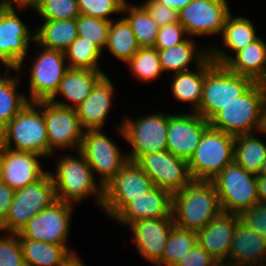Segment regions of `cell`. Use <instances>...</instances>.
<instances>
[{
    "mask_svg": "<svg viewBox=\"0 0 266 266\" xmlns=\"http://www.w3.org/2000/svg\"><path fill=\"white\" fill-rule=\"evenodd\" d=\"M74 205L57 200L34 215L18 233L19 239L69 246Z\"/></svg>",
    "mask_w": 266,
    "mask_h": 266,
    "instance_id": "cell-13",
    "label": "cell"
},
{
    "mask_svg": "<svg viewBox=\"0 0 266 266\" xmlns=\"http://www.w3.org/2000/svg\"><path fill=\"white\" fill-rule=\"evenodd\" d=\"M258 37L244 49L236 52L224 65L233 73L266 81V41Z\"/></svg>",
    "mask_w": 266,
    "mask_h": 266,
    "instance_id": "cell-29",
    "label": "cell"
},
{
    "mask_svg": "<svg viewBox=\"0 0 266 266\" xmlns=\"http://www.w3.org/2000/svg\"><path fill=\"white\" fill-rule=\"evenodd\" d=\"M43 0H36L31 6V10L33 11Z\"/></svg>",
    "mask_w": 266,
    "mask_h": 266,
    "instance_id": "cell-56",
    "label": "cell"
},
{
    "mask_svg": "<svg viewBox=\"0 0 266 266\" xmlns=\"http://www.w3.org/2000/svg\"><path fill=\"white\" fill-rule=\"evenodd\" d=\"M0 145L49 158V141L41 101L29 102L0 131Z\"/></svg>",
    "mask_w": 266,
    "mask_h": 266,
    "instance_id": "cell-3",
    "label": "cell"
},
{
    "mask_svg": "<svg viewBox=\"0 0 266 266\" xmlns=\"http://www.w3.org/2000/svg\"><path fill=\"white\" fill-rule=\"evenodd\" d=\"M211 266H231L228 262H215Z\"/></svg>",
    "mask_w": 266,
    "mask_h": 266,
    "instance_id": "cell-55",
    "label": "cell"
},
{
    "mask_svg": "<svg viewBox=\"0 0 266 266\" xmlns=\"http://www.w3.org/2000/svg\"><path fill=\"white\" fill-rule=\"evenodd\" d=\"M49 141V159L57 150L78 151L81 147L83 128L75 108L63 107L50 101H41ZM65 150V151H64Z\"/></svg>",
    "mask_w": 266,
    "mask_h": 266,
    "instance_id": "cell-14",
    "label": "cell"
},
{
    "mask_svg": "<svg viewBox=\"0 0 266 266\" xmlns=\"http://www.w3.org/2000/svg\"><path fill=\"white\" fill-rule=\"evenodd\" d=\"M33 45L37 54L29 57L32 61L28 68L29 92L26 98L29 102L49 101L57 92L69 65L64 52L45 48L36 42Z\"/></svg>",
    "mask_w": 266,
    "mask_h": 266,
    "instance_id": "cell-9",
    "label": "cell"
},
{
    "mask_svg": "<svg viewBox=\"0 0 266 266\" xmlns=\"http://www.w3.org/2000/svg\"><path fill=\"white\" fill-rule=\"evenodd\" d=\"M10 2L8 0H0V15L9 7Z\"/></svg>",
    "mask_w": 266,
    "mask_h": 266,
    "instance_id": "cell-53",
    "label": "cell"
},
{
    "mask_svg": "<svg viewBox=\"0 0 266 266\" xmlns=\"http://www.w3.org/2000/svg\"><path fill=\"white\" fill-rule=\"evenodd\" d=\"M42 158L33 152L2 147L1 181L14 190L36 182L47 172L40 160Z\"/></svg>",
    "mask_w": 266,
    "mask_h": 266,
    "instance_id": "cell-21",
    "label": "cell"
},
{
    "mask_svg": "<svg viewBox=\"0 0 266 266\" xmlns=\"http://www.w3.org/2000/svg\"><path fill=\"white\" fill-rule=\"evenodd\" d=\"M105 74V71L69 68L49 101L63 107L77 108ZM59 95L64 100H58Z\"/></svg>",
    "mask_w": 266,
    "mask_h": 266,
    "instance_id": "cell-25",
    "label": "cell"
},
{
    "mask_svg": "<svg viewBox=\"0 0 266 266\" xmlns=\"http://www.w3.org/2000/svg\"><path fill=\"white\" fill-rule=\"evenodd\" d=\"M126 0H78L80 14L112 21L113 15L121 16ZM119 14V15H118Z\"/></svg>",
    "mask_w": 266,
    "mask_h": 266,
    "instance_id": "cell-41",
    "label": "cell"
},
{
    "mask_svg": "<svg viewBox=\"0 0 266 266\" xmlns=\"http://www.w3.org/2000/svg\"><path fill=\"white\" fill-rule=\"evenodd\" d=\"M254 83L252 78L233 73L225 65L214 63L205 73L202 98L195 112L210 121Z\"/></svg>",
    "mask_w": 266,
    "mask_h": 266,
    "instance_id": "cell-6",
    "label": "cell"
},
{
    "mask_svg": "<svg viewBox=\"0 0 266 266\" xmlns=\"http://www.w3.org/2000/svg\"><path fill=\"white\" fill-rule=\"evenodd\" d=\"M196 232L173 225L161 261L156 266H175L197 244Z\"/></svg>",
    "mask_w": 266,
    "mask_h": 266,
    "instance_id": "cell-37",
    "label": "cell"
},
{
    "mask_svg": "<svg viewBox=\"0 0 266 266\" xmlns=\"http://www.w3.org/2000/svg\"><path fill=\"white\" fill-rule=\"evenodd\" d=\"M240 222L237 214L222 212L196 232L197 242L216 262H228L234 233Z\"/></svg>",
    "mask_w": 266,
    "mask_h": 266,
    "instance_id": "cell-23",
    "label": "cell"
},
{
    "mask_svg": "<svg viewBox=\"0 0 266 266\" xmlns=\"http://www.w3.org/2000/svg\"><path fill=\"white\" fill-rule=\"evenodd\" d=\"M209 126V121L196 112L172 113L168 121L167 150L189 162Z\"/></svg>",
    "mask_w": 266,
    "mask_h": 266,
    "instance_id": "cell-18",
    "label": "cell"
},
{
    "mask_svg": "<svg viewBox=\"0 0 266 266\" xmlns=\"http://www.w3.org/2000/svg\"><path fill=\"white\" fill-rule=\"evenodd\" d=\"M266 87L255 82L234 102L224 106L210 121V126L233 136L261 131Z\"/></svg>",
    "mask_w": 266,
    "mask_h": 266,
    "instance_id": "cell-5",
    "label": "cell"
},
{
    "mask_svg": "<svg viewBox=\"0 0 266 266\" xmlns=\"http://www.w3.org/2000/svg\"><path fill=\"white\" fill-rule=\"evenodd\" d=\"M228 263L231 266H266V238L239 222Z\"/></svg>",
    "mask_w": 266,
    "mask_h": 266,
    "instance_id": "cell-26",
    "label": "cell"
},
{
    "mask_svg": "<svg viewBox=\"0 0 266 266\" xmlns=\"http://www.w3.org/2000/svg\"><path fill=\"white\" fill-rule=\"evenodd\" d=\"M80 254L75 253L73 254L65 263L63 266H86L87 264H84L85 262H83L81 260V258L79 257Z\"/></svg>",
    "mask_w": 266,
    "mask_h": 266,
    "instance_id": "cell-50",
    "label": "cell"
},
{
    "mask_svg": "<svg viewBox=\"0 0 266 266\" xmlns=\"http://www.w3.org/2000/svg\"><path fill=\"white\" fill-rule=\"evenodd\" d=\"M212 182L225 213L239 215L259 203L257 175L246 171L235 162L224 167Z\"/></svg>",
    "mask_w": 266,
    "mask_h": 266,
    "instance_id": "cell-12",
    "label": "cell"
},
{
    "mask_svg": "<svg viewBox=\"0 0 266 266\" xmlns=\"http://www.w3.org/2000/svg\"><path fill=\"white\" fill-rule=\"evenodd\" d=\"M222 212L212 181L193 180L172 195V218L178 227L197 232Z\"/></svg>",
    "mask_w": 266,
    "mask_h": 266,
    "instance_id": "cell-2",
    "label": "cell"
},
{
    "mask_svg": "<svg viewBox=\"0 0 266 266\" xmlns=\"http://www.w3.org/2000/svg\"><path fill=\"white\" fill-rule=\"evenodd\" d=\"M125 64L132 73V77L145 84L159 79L164 73L158 50L153 47H140Z\"/></svg>",
    "mask_w": 266,
    "mask_h": 266,
    "instance_id": "cell-36",
    "label": "cell"
},
{
    "mask_svg": "<svg viewBox=\"0 0 266 266\" xmlns=\"http://www.w3.org/2000/svg\"><path fill=\"white\" fill-rule=\"evenodd\" d=\"M260 135L263 137L264 135H266V102L263 107L262 128L260 131Z\"/></svg>",
    "mask_w": 266,
    "mask_h": 266,
    "instance_id": "cell-52",
    "label": "cell"
},
{
    "mask_svg": "<svg viewBox=\"0 0 266 266\" xmlns=\"http://www.w3.org/2000/svg\"><path fill=\"white\" fill-rule=\"evenodd\" d=\"M15 190L0 181V227L4 224L10 205L12 204Z\"/></svg>",
    "mask_w": 266,
    "mask_h": 266,
    "instance_id": "cell-47",
    "label": "cell"
},
{
    "mask_svg": "<svg viewBox=\"0 0 266 266\" xmlns=\"http://www.w3.org/2000/svg\"><path fill=\"white\" fill-rule=\"evenodd\" d=\"M95 44L78 36L64 52L69 68L102 70L100 58L104 55Z\"/></svg>",
    "mask_w": 266,
    "mask_h": 266,
    "instance_id": "cell-38",
    "label": "cell"
},
{
    "mask_svg": "<svg viewBox=\"0 0 266 266\" xmlns=\"http://www.w3.org/2000/svg\"><path fill=\"white\" fill-rule=\"evenodd\" d=\"M235 136L209 126L188 162L192 180L212 181L234 162Z\"/></svg>",
    "mask_w": 266,
    "mask_h": 266,
    "instance_id": "cell-7",
    "label": "cell"
},
{
    "mask_svg": "<svg viewBox=\"0 0 266 266\" xmlns=\"http://www.w3.org/2000/svg\"><path fill=\"white\" fill-rule=\"evenodd\" d=\"M251 18L233 15L231 13L224 25L220 36L223 49L217 44H210V58L217 64L224 65L236 52L244 49L259 37L257 29ZM228 51H226V50ZM228 52V53H227ZM232 53V54H231Z\"/></svg>",
    "mask_w": 266,
    "mask_h": 266,
    "instance_id": "cell-24",
    "label": "cell"
},
{
    "mask_svg": "<svg viewBox=\"0 0 266 266\" xmlns=\"http://www.w3.org/2000/svg\"><path fill=\"white\" fill-rule=\"evenodd\" d=\"M170 112L153 111L140 117L124 116L115 126L122 140L129 144L128 161L136 162L142 155L167 150V131Z\"/></svg>",
    "mask_w": 266,
    "mask_h": 266,
    "instance_id": "cell-4",
    "label": "cell"
},
{
    "mask_svg": "<svg viewBox=\"0 0 266 266\" xmlns=\"http://www.w3.org/2000/svg\"><path fill=\"white\" fill-rule=\"evenodd\" d=\"M34 29L37 44L61 52L78 37L76 19L42 20Z\"/></svg>",
    "mask_w": 266,
    "mask_h": 266,
    "instance_id": "cell-31",
    "label": "cell"
},
{
    "mask_svg": "<svg viewBox=\"0 0 266 266\" xmlns=\"http://www.w3.org/2000/svg\"><path fill=\"white\" fill-rule=\"evenodd\" d=\"M136 163L151 178L154 186L172 194L187 187L193 180L188 162L168 150L142 155Z\"/></svg>",
    "mask_w": 266,
    "mask_h": 266,
    "instance_id": "cell-17",
    "label": "cell"
},
{
    "mask_svg": "<svg viewBox=\"0 0 266 266\" xmlns=\"http://www.w3.org/2000/svg\"><path fill=\"white\" fill-rule=\"evenodd\" d=\"M166 6L172 7L177 12L185 8L192 0H156Z\"/></svg>",
    "mask_w": 266,
    "mask_h": 266,
    "instance_id": "cell-49",
    "label": "cell"
},
{
    "mask_svg": "<svg viewBox=\"0 0 266 266\" xmlns=\"http://www.w3.org/2000/svg\"><path fill=\"white\" fill-rule=\"evenodd\" d=\"M259 132L235 136L234 162L246 171L259 174L266 159V140ZM264 140V141H263Z\"/></svg>",
    "mask_w": 266,
    "mask_h": 266,
    "instance_id": "cell-33",
    "label": "cell"
},
{
    "mask_svg": "<svg viewBox=\"0 0 266 266\" xmlns=\"http://www.w3.org/2000/svg\"><path fill=\"white\" fill-rule=\"evenodd\" d=\"M1 170H2V146L0 145V181H1Z\"/></svg>",
    "mask_w": 266,
    "mask_h": 266,
    "instance_id": "cell-57",
    "label": "cell"
},
{
    "mask_svg": "<svg viewBox=\"0 0 266 266\" xmlns=\"http://www.w3.org/2000/svg\"><path fill=\"white\" fill-rule=\"evenodd\" d=\"M104 132V129L84 130L79 149L103 188L128 162L126 151Z\"/></svg>",
    "mask_w": 266,
    "mask_h": 266,
    "instance_id": "cell-11",
    "label": "cell"
},
{
    "mask_svg": "<svg viewBox=\"0 0 266 266\" xmlns=\"http://www.w3.org/2000/svg\"><path fill=\"white\" fill-rule=\"evenodd\" d=\"M26 266H63L75 253L69 246L19 239Z\"/></svg>",
    "mask_w": 266,
    "mask_h": 266,
    "instance_id": "cell-32",
    "label": "cell"
},
{
    "mask_svg": "<svg viewBox=\"0 0 266 266\" xmlns=\"http://www.w3.org/2000/svg\"><path fill=\"white\" fill-rule=\"evenodd\" d=\"M186 36V37H185ZM185 28L179 23L169 24L159 29L153 48L168 49L187 38Z\"/></svg>",
    "mask_w": 266,
    "mask_h": 266,
    "instance_id": "cell-44",
    "label": "cell"
},
{
    "mask_svg": "<svg viewBox=\"0 0 266 266\" xmlns=\"http://www.w3.org/2000/svg\"><path fill=\"white\" fill-rule=\"evenodd\" d=\"M3 233L0 231V266H26L18 233Z\"/></svg>",
    "mask_w": 266,
    "mask_h": 266,
    "instance_id": "cell-42",
    "label": "cell"
},
{
    "mask_svg": "<svg viewBox=\"0 0 266 266\" xmlns=\"http://www.w3.org/2000/svg\"><path fill=\"white\" fill-rule=\"evenodd\" d=\"M143 1L141 4L147 9L160 28L178 22V12L172 7L161 4L156 0Z\"/></svg>",
    "mask_w": 266,
    "mask_h": 266,
    "instance_id": "cell-45",
    "label": "cell"
},
{
    "mask_svg": "<svg viewBox=\"0 0 266 266\" xmlns=\"http://www.w3.org/2000/svg\"><path fill=\"white\" fill-rule=\"evenodd\" d=\"M238 216L242 224L266 238V204L257 203Z\"/></svg>",
    "mask_w": 266,
    "mask_h": 266,
    "instance_id": "cell-43",
    "label": "cell"
},
{
    "mask_svg": "<svg viewBox=\"0 0 266 266\" xmlns=\"http://www.w3.org/2000/svg\"><path fill=\"white\" fill-rule=\"evenodd\" d=\"M172 195L168 190L154 186L128 202L111 220L125 227L134 221L172 218Z\"/></svg>",
    "mask_w": 266,
    "mask_h": 266,
    "instance_id": "cell-20",
    "label": "cell"
},
{
    "mask_svg": "<svg viewBox=\"0 0 266 266\" xmlns=\"http://www.w3.org/2000/svg\"><path fill=\"white\" fill-rule=\"evenodd\" d=\"M154 187L151 178L134 161H128L104 187L101 210L112 219L128 202Z\"/></svg>",
    "mask_w": 266,
    "mask_h": 266,
    "instance_id": "cell-15",
    "label": "cell"
},
{
    "mask_svg": "<svg viewBox=\"0 0 266 266\" xmlns=\"http://www.w3.org/2000/svg\"><path fill=\"white\" fill-rule=\"evenodd\" d=\"M122 15L131 25L139 46L154 47L160 27L147 9L140 3L137 5L126 0Z\"/></svg>",
    "mask_w": 266,
    "mask_h": 266,
    "instance_id": "cell-35",
    "label": "cell"
},
{
    "mask_svg": "<svg viewBox=\"0 0 266 266\" xmlns=\"http://www.w3.org/2000/svg\"><path fill=\"white\" fill-rule=\"evenodd\" d=\"M258 175H260V176H266V159L263 162L262 167H261V170H260V172H259Z\"/></svg>",
    "mask_w": 266,
    "mask_h": 266,
    "instance_id": "cell-54",
    "label": "cell"
},
{
    "mask_svg": "<svg viewBox=\"0 0 266 266\" xmlns=\"http://www.w3.org/2000/svg\"><path fill=\"white\" fill-rule=\"evenodd\" d=\"M36 0H12L11 5L21 6V7H30Z\"/></svg>",
    "mask_w": 266,
    "mask_h": 266,
    "instance_id": "cell-51",
    "label": "cell"
},
{
    "mask_svg": "<svg viewBox=\"0 0 266 266\" xmlns=\"http://www.w3.org/2000/svg\"><path fill=\"white\" fill-rule=\"evenodd\" d=\"M257 195L259 203L266 204V176L257 175Z\"/></svg>",
    "mask_w": 266,
    "mask_h": 266,
    "instance_id": "cell-48",
    "label": "cell"
},
{
    "mask_svg": "<svg viewBox=\"0 0 266 266\" xmlns=\"http://www.w3.org/2000/svg\"><path fill=\"white\" fill-rule=\"evenodd\" d=\"M57 201L49 170L36 182L15 190L2 232L19 233L34 215Z\"/></svg>",
    "mask_w": 266,
    "mask_h": 266,
    "instance_id": "cell-10",
    "label": "cell"
},
{
    "mask_svg": "<svg viewBox=\"0 0 266 266\" xmlns=\"http://www.w3.org/2000/svg\"><path fill=\"white\" fill-rule=\"evenodd\" d=\"M229 4L228 0H192L178 11V22L189 37L220 36L232 13Z\"/></svg>",
    "mask_w": 266,
    "mask_h": 266,
    "instance_id": "cell-16",
    "label": "cell"
},
{
    "mask_svg": "<svg viewBox=\"0 0 266 266\" xmlns=\"http://www.w3.org/2000/svg\"><path fill=\"white\" fill-rule=\"evenodd\" d=\"M105 74L93 87L89 96L76 109L83 130L102 129L106 125L113 104L116 88Z\"/></svg>",
    "mask_w": 266,
    "mask_h": 266,
    "instance_id": "cell-22",
    "label": "cell"
},
{
    "mask_svg": "<svg viewBox=\"0 0 266 266\" xmlns=\"http://www.w3.org/2000/svg\"><path fill=\"white\" fill-rule=\"evenodd\" d=\"M214 63L209 56L194 70L171 74L169 85L174 100L181 104L188 103L190 111L195 112L202 98L205 73Z\"/></svg>",
    "mask_w": 266,
    "mask_h": 266,
    "instance_id": "cell-28",
    "label": "cell"
},
{
    "mask_svg": "<svg viewBox=\"0 0 266 266\" xmlns=\"http://www.w3.org/2000/svg\"><path fill=\"white\" fill-rule=\"evenodd\" d=\"M139 48L140 46L127 19L121 15L116 20H112L104 51L110 52L118 61L125 64Z\"/></svg>",
    "mask_w": 266,
    "mask_h": 266,
    "instance_id": "cell-34",
    "label": "cell"
},
{
    "mask_svg": "<svg viewBox=\"0 0 266 266\" xmlns=\"http://www.w3.org/2000/svg\"><path fill=\"white\" fill-rule=\"evenodd\" d=\"M34 12L41 20L76 19L80 15L78 0H43Z\"/></svg>",
    "mask_w": 266,
    "mask_h": 266,
    "instance_id": "cell-40",
    "label": "cell"
},
{
    "mask_svg": "<svg viewBox=\"0 0 266 266\" xmlns=\"http://www.w3.org/2000/svg\"><path fill=\"white\" fill-rule=\"evenodd\" d=\"M66 153H58L54 170L49 172L57 200L75 206L91 198L99 209L102 208L104 188L96 180L84 155L79 150L75 156Z\"/></svg>",
    "mask_w": 266,
    "mask_h": 266,
    "instance_id": "cell-1",
    "label": "cell"
},
{
    "mask_svg": "<svg viewBox=\"0 0 266 266\" xmlns=\"http://www.w3.org/2000/svg\"><path fill=\"white\" fill-rule=\"evenodd\" d=\"M21 78L17 69H5L0 74V131L28 103L25 92L19 89Z\"/></svg>",
    "mask_w": 266,
    "mask_h": 266,
    "instance_id": "cell-30",
    "label": "cell"
},
{
    "mask_svg": "<svg viewBox=\"0 0 266 266\" xmlns=\"http://www.w3.org/2000/svg\"><path fill=\"white\" fill-rule=\"evenodd\" d=\"M78 36L95 44L102 52L107 43L111 21L80 14L76 18Z\"/></svg>",
    "mask_w": 266,
    "mask_h": 266,
    "instance_id": "cell-39",
    "label": "cell"
},
{
    "mask_svg": "<svg viewBox=\"0 0 266 266\" xmlns=\"http://www.w3.org/2000/svg\"><path fill=\"white\" fill-rule=\"evenodd\" d=\"M28 9L31 10L10 4L0 15V66L17 69L21 75H24L23 66H27L24 64L26 58L34 51L29 48H33L31 44L35 42V29L32 30L19 15Z\"/></svg>",
    "mask_w": 266,
    "mask_h": 266,
    "instance_id": "cell-8",
    "label": "cell"
},
{
    "mask_svg": "<svg viewBox=\"0 0 266 266\" xmlns=\"http://www.w3.org/2000/svg\"><path fill=\"white\" fill-rule=\"evenodd\" d=\"M157 50L164 75L189 71L191 64L197 68L210 56L208 45L204 48L189 36L171 48Z\"/></svg>",
    "mask_w": 266,
    "mask_h": 266,
    "instance_id": "cell-27",
    "label": "cell"
},
{
    "mask_svg": "<svg viewBox=\"0 0 266 266\" xmlns=\"http://www.w3.org/2000/svg\"><path fill=\"white\" fill-rule=\"evenodd\" d=\"M216 261L198 243L175 266H211Z\"/></svg>",
    "mask_w": 266,
    "mask_h": 266,
    "instance_id": "cell-46",
    "label": "cell"
},
{
    "mask_svg": "<svg viewBox=\"0 0 266 266\" xmlns=\"http://www.w3.org/2000/svg\"><path fill=\"white\" fill-rule=\"evenodd\" d=\"M173 225V218H152L134 221L128 226L135 250L145 263L156 266L161 261Z\"/></svg>",
    "mask_w": 266,
    "mask_h": 266,
    "instance_id": "cell-19",
    "label": "cell"
}]
</instances>
